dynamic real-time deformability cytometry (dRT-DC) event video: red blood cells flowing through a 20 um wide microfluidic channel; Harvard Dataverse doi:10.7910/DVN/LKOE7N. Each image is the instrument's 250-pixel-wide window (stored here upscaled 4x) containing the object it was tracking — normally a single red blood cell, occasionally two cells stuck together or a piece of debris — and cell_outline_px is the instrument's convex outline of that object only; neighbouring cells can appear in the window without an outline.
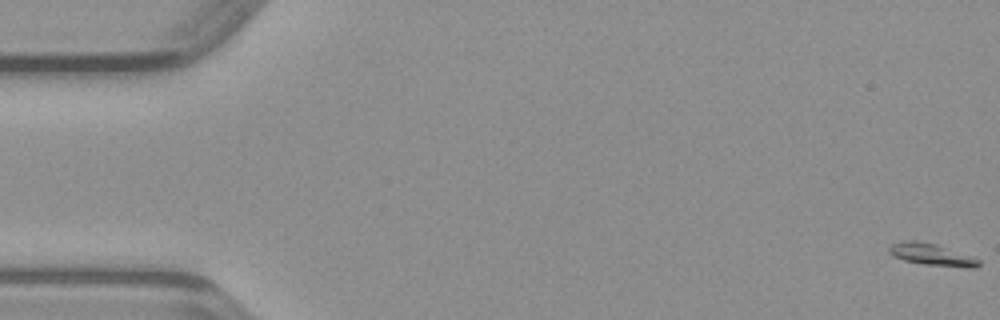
{"species": "common noctule bat (a hibernating species)", "species_latin": "Nyctalus noctula", "temperature_condition": "warm", "stored_images_in_passage": 49, "camera_frame_rate_fps": 3000, "um_per_image_px": 0.085, "animal": {"sex": "male", "body_mass_g": 23.1, "forearm_length_mm": 52.7}, "frame": {"image": 1, "passage_image": 1, "time_ms": 0.0, "image_size_px": [1000, 320], "cell_outline_px": [[980, 264], [976, 268], [968, 268], [924, 264], [904, 260], [892, 256], [888, 252], [888, 248], [892, 244], [904, 240], [916, 240], [936, 244], [980, 260]], "centroid_in_image_um": [79.15, 21.64], "position_along_channel_um": 5.9, "area_um2": 11.33}}
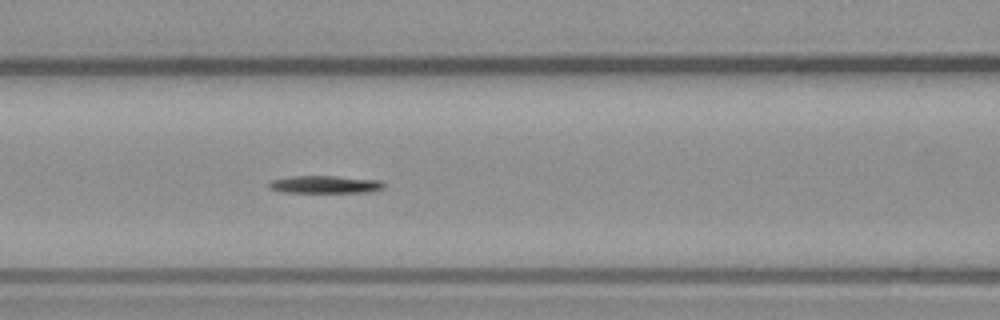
{"frame": {"image": 2, "passage_image": 21, "time_ms": 6.667, "image_size_px": [1000, 320], "cell_outline_px": [[384, 188], [368, 192], [284, 192], [272, 188], [268, 184], [272, 180], [288, 176], [336, 176], [380, 180], [384, 184]], "centroid_in_image_um": [27.66, 15.67], "position_along_channel_um": 138.9, "area_um2": 11.62}}
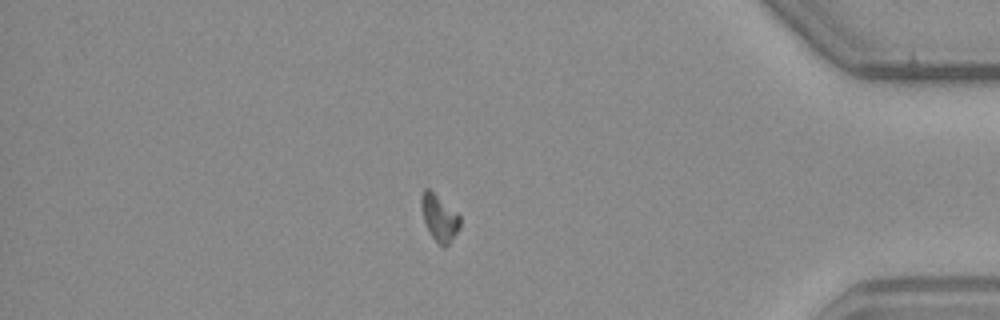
{"frame": {"image": 3, "passage_image": 42, "time_ms": 13.667, "image_size_px": [1000, 320], "cell_outline_px": [[460, 228], [448, 244], [444, 248], [432, 236], [424, 220], [420, 204], [420, 196], [424, 188], [428, 188], [456, 212], [460, 216]], "centroid_in_image_um": [37.33, 18.49], "position_along_channel_um": 397.9, "area_um2": 10.23}}